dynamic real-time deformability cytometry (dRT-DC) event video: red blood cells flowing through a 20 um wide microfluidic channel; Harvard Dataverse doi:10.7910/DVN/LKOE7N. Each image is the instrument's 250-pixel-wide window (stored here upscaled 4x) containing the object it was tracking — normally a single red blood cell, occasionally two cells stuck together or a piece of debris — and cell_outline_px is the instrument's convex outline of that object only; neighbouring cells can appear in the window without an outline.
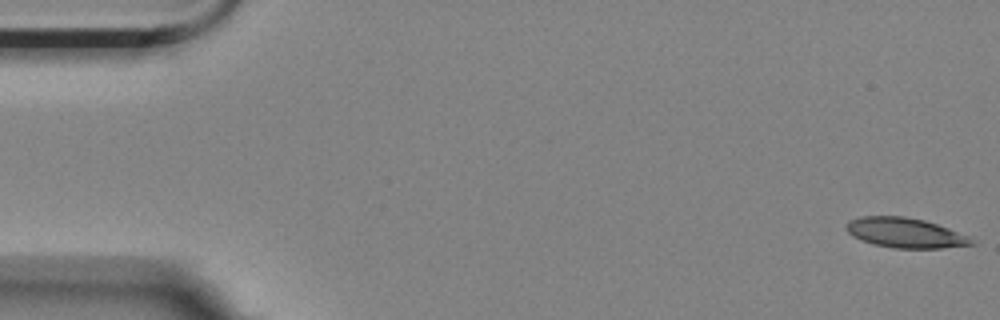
{"species": "Egyptian fruit bat (a non-hibernating species)", "species_latin": "Rousettus aegyptiacus", "temperature_condition": "room temperature", "stored_images_in_passage": 57, "camera_frame_rate_fps": 3000, "um_per_image_px": 0.085, "animal": {"sex": "female"}, "frame": {"image": 1, "passage_image": 1, "time_ms": 0.0, "image_size_px": [1000, 320], "cell_outline_px": [[976, 244], [944, 248], [892, 248], [872, 244], [860, 240], [852, 236], [848, 232], [848, 220], [860, 216], [904, 216], [924, 220], [972, 236]], "centroid_in_image_um": [76.98, 19.8], "position_along_channel_um": 8.0, "area_um2": 22.02}}
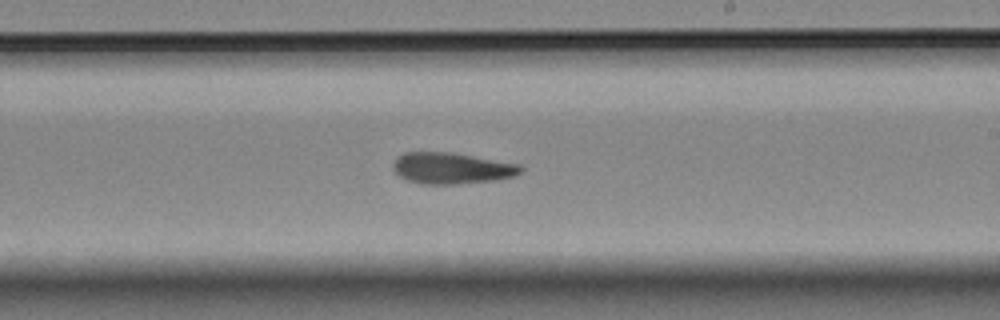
{"frame": {"image": 2, "passage_image": 33, "time_ms": 10.667, "image_size_px": [1000, 320], "cell_outline_px": [[524, 168], [516, 176], [496, 180], [452, 184], [420, 184], [408, 180], [400, 176], [392, 168], [392, 164], [396, 156], [404, 152], [448, 152], [520, 164]], "centroid_in_image_um": [38.37, 14.3], "position_along_channel_um": 250.6, "area_um2": 23.24}}
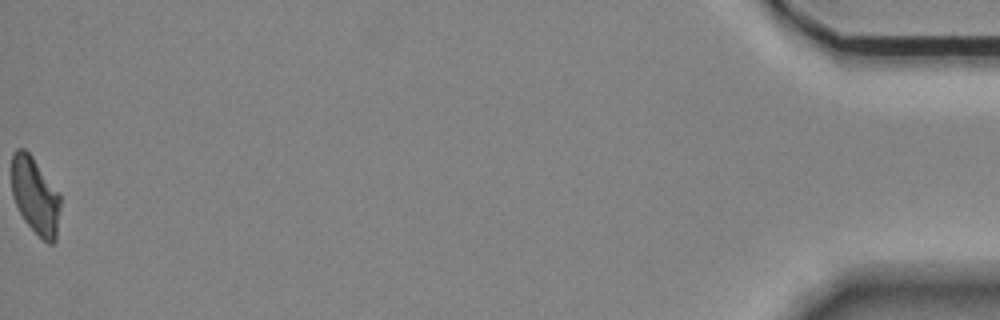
{"frame": {"image": 3, "passage_image": 57, "time_ms": 18.667, "image_size_px": [1000, 320], "cell_outline_px": [[60, 208], [56, 240], [52, 244], [48, 244], [24, 220], [12, 196], [12, 152], [16, 148], [24, 148], [32, 156], [60, 192]], "centroid_in_image_um": [3.0, 16.61], "position_along_channel_um": 432.2, "area_um2": 21.91}}